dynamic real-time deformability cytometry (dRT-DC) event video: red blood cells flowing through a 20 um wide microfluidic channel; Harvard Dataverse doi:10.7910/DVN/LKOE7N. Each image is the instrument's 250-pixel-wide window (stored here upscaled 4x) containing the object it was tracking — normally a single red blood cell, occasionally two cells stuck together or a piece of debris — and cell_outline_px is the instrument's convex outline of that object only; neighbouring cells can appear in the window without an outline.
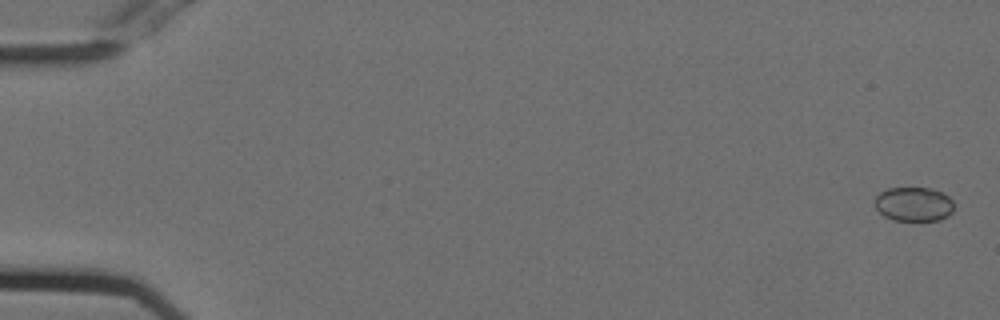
{"species": "Egyptian fruit bat (a non-hibernating species)", "species_latin": "Rousettus aegyptiacus", "temperature_condition": "cold", "stored_images_in_passage": 13, "camera_frame_rate_fps": 3000, "um_per_image_px": 0.085, "animal": {"sex": "female"}, "frame": {"image": 1, "passage_image": 2, "time_ms": 0.333, "image_size_px": [1000, 320], "cell_outline_px": [[952, 212], [948, 216], [940, 220], [892, 220], [884, 216], [876, 208], [876, 196], [880, 192], [888, 188], [932, 188], [944, 192], [952, 200]], "centroid_in_image_um": [77.68, 17.34], "position_along_channel_um": 7.3, "area_um2": 15.78}}